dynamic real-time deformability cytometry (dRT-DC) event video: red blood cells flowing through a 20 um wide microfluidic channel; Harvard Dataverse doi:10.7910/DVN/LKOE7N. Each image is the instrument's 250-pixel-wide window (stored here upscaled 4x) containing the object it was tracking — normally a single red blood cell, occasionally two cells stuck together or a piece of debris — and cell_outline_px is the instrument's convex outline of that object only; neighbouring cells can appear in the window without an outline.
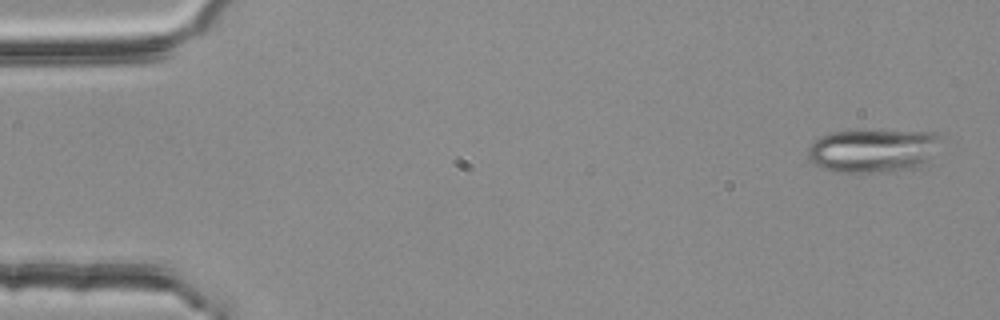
{"species": "common noctule bat (a hibernating species)", "species_latin": "Nyctalus noctula", "temperature_condition": "room temperature", "stored_images_in_passage": 5, "segment_of_instrument_passage": [1, 2], "camera_frame_rate_fps": 3000, "um_per_image_px": 0.085, "animal": {"sex": "female", "body_mass_g": 25.1}, "frame": {"image": 1, "passage_image": 1, "time_ms": 0.0, "image_size_px": [1000, 320], "cell_outline_px": [[940, 136], [924, 164], [916, 168], [896, 172], [832, 172], [820, 168], [808, 156], [808, 148], [820, 136], [832, 132], [936, 132]], "centroid_in_image_um": [74.14, 12.84], "position_along_channel_um": 10.9, "area_um2": 32.83}}